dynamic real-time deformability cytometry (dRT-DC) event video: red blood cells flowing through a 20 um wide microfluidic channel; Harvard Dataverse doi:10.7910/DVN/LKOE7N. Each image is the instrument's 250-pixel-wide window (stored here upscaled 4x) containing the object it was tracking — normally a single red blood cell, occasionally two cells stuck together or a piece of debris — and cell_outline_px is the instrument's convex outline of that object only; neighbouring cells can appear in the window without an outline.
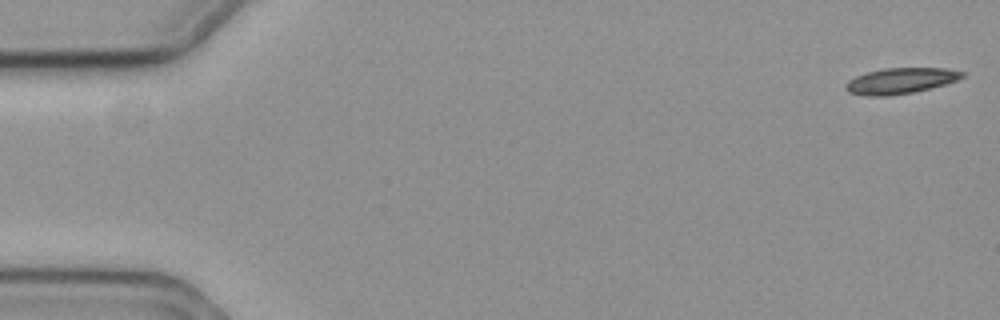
{"species": "common noctule bat (a hibernating species)", "species_latin": "Nyctalus noctula", "temperature_condition": "cold", "stored_images_in_passage": 49, "camera_frame_rate_fps": 3000, "um_per_image_px": 0.085, "animal": {"sex": "female", "body_mass_g": 19.3, "forearm_length_mm": 54.1}, "frame": {"image": 1, "passage_image": 1, "time_ms": 0.0, "image_size_px": [1000, 320], "cell_outline_px": [[964, 76], [956, 80], [944, 84], [912, 92], [888, 96], [868, 96], [848, 92], [844, 88], [844, 84], [848, 80], [856, 76], [868, 72], [884, 68], [948, 68], [964, 72]], "centroid_in_image_um": [76.5, 6.86], "position_along_channel_um": 8.5, "area_um2": 17.4}}
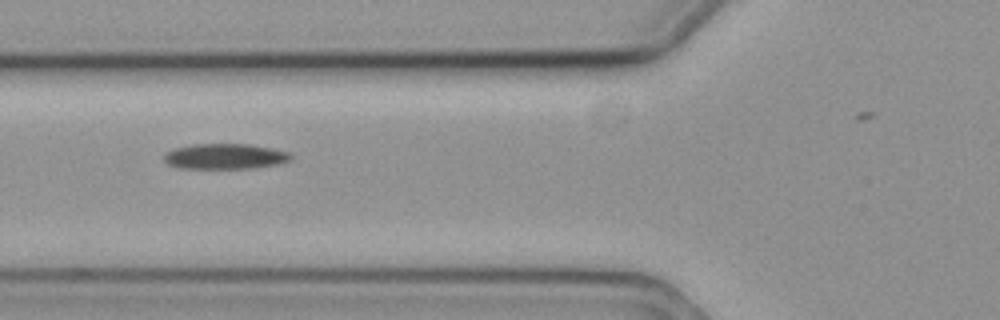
{"frame": {"image": 2, "passage_image": 22, "time_ms": 7.0, "image_size_px": [1000, 320], "cell_outline_px": [[292, 156], [288, 160], [276, 164], [248, 168], [180, 168], [168, 164], [164, 160], [164, 156], [168, 152], [176, 148], [192, 144], [248, 144], [272, 148], [288, 152]], "centroid_in_image_um": [19.1, 13.28], "position_along_channel_um": 106.7, "area_um2": 18.44}}
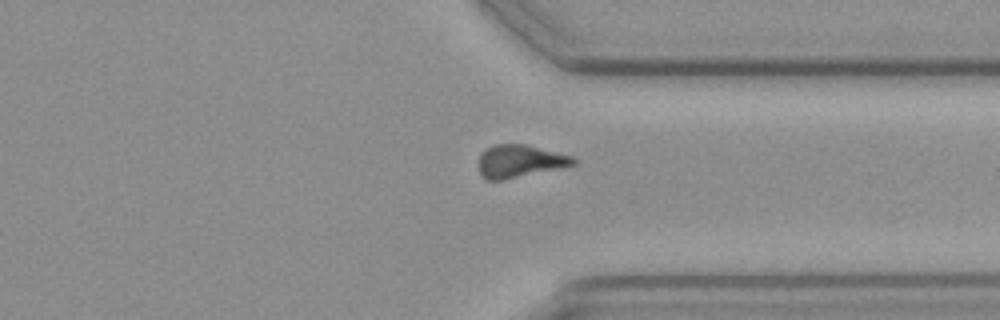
{"frame": {"image": 3, "passage_image": 44, "time_ms": 14.333, "image_size_px": [1000, 320], "cell_outline_px": [[576, 164], [564, 168], [504, 180], [488, 180], [480, 172], [480, 152], [484, 148], [492, 144], [524, 144], [572, 156], [576, 160]], "centroid_in_image_um": [44.19, 13.7], "position_along_channel_um": 367.2, "area_um2": 18.15}}